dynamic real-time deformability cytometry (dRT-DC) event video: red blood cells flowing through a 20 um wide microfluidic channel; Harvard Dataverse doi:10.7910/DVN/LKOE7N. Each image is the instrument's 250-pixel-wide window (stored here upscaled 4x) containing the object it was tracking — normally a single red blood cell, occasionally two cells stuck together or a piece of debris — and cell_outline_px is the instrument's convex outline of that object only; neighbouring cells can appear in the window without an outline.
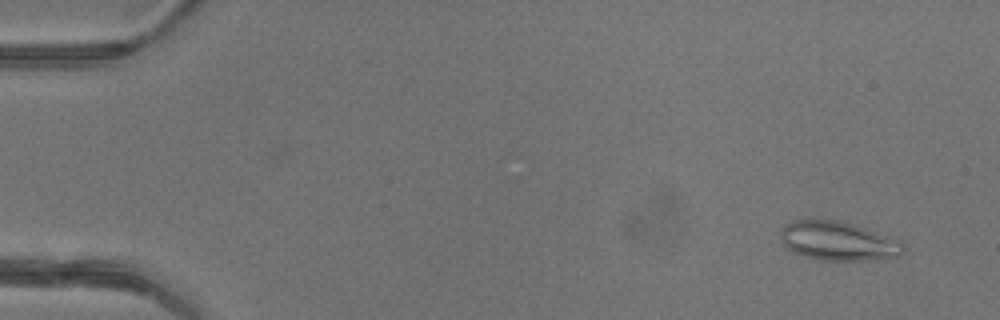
{"species": "common noctule bat (a hibernating species)", "species_latin": "Nyctalus noctula", "temperature_condition": "warm", "stored_images_in_passage": 14, "camera_frame_rate_fps": 3000, "um_per_image_px": 0.085, "animal": {"sex": "female"}, "frame": {"image": 1, "passage_image": 4, "time_ms": 1.0, "image_size_px": [1000, 320], "cell_outline_px": [[904, 252], [900, 256], [864, 260], [820, 260], [804, 256], [792, 252], [784, 248], [780, 240], [780, 228], [784, 224], [792, 220], [840, 220], [900, 240], [904, 248]], "centroid_in_image_um": [71.16, 20.49], "position_along_channel_um": 13.8, "area_um2": 28.03}}